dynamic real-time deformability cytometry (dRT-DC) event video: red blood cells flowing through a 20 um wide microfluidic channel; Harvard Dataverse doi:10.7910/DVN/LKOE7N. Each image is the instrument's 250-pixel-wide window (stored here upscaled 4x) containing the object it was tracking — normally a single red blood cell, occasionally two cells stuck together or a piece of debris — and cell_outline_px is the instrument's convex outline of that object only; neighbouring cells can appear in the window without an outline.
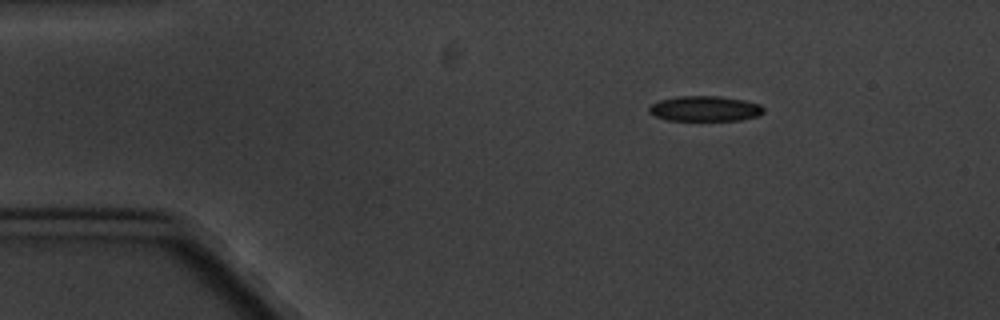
{"species": "common noctule bat (a hibernating species)", "species_latin": "Nyctalus noctula", "temperature_condition": "cold", "stored_images_in_passage": 9, "camera_frame_rate_fps": 3000, "um_per_image_px": 0.085, "animal": {"sex": "male", "body_mass_g": 20.1, "forearm_length_mm": 53.5}, "frame": {"image": 1, "passage_image": 1, "time_ms": 0.0, "image_size_px": [1000, 320], "cell_outline_px": [[764, 112], [756, 116], [740, 120], [668, 120], [656, 116], [648, 112], [648, 108], [652, 104], [660, 100], [676, 96], [720, 96], [744, 100], [760, 104], [764, 108]], "centroid_in_image_um": [59.92, 9.23], "position_along_channel_um": 25.1, "area_um2": 16.82}}
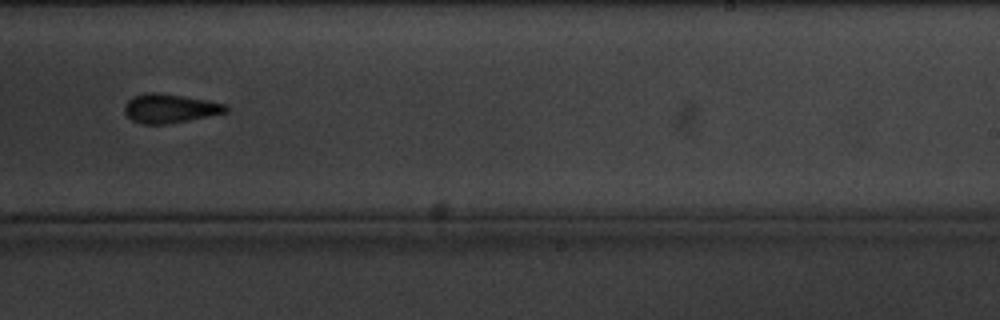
{"frame": {"image": 2, "passage_image": 9, "time_ms": 9.333, "image_size_px": [1000, 320], "cell_outline_px": [[228, 112], [188, 120], [164, 124], [144, 124], [132, 120], [124, 112], [124, 104], [132, 96], [144, 92], [156, 92], [204, 100], [224, 104], [228, 108]], "centroid_in_image_um": [14.37, 9.21], "position_along_channel_um": 274.6, "area_um2": 16.88}}